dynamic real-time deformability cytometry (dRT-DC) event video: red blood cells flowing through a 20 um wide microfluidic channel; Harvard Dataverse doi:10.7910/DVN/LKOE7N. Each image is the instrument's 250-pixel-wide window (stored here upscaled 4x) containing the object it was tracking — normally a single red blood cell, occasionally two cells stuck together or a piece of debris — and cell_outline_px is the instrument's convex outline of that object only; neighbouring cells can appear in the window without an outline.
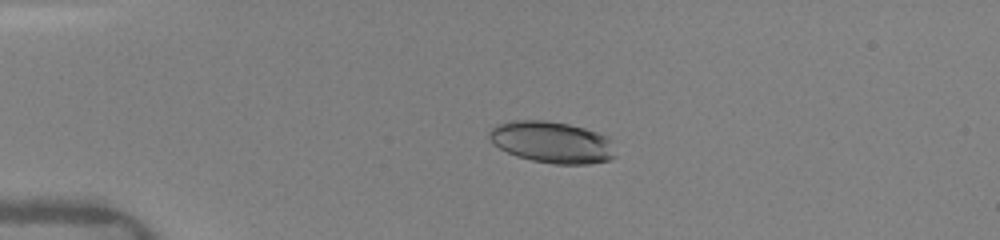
{"species": "human", "species_latin": "Homo sapiens", "temperature_condition": "warm", "stored_images_in_passage": 6, "camera_frame_rate_fps": 3000, "um_per_image_px": 0.085, "donor": {"sex": "female"}, "frame": {"image": 1, "passage_image": 4, "time_ms": 3.333, "image_size_px": [1000, 240], "cell_outline_px": [[616, 156], [608, 160], [588, 164], [556, 164], [532, 160], [516, 156], [492, 144], [488, 140], [488, 132], [496, 124], [508, 120], [548, 120], [568, 124], [584, 128], [608, 136]], "centroid_in_image_um": [46.87, 12.07], "position_along_channel_um": 38.1, "area_um2": 30.75}}
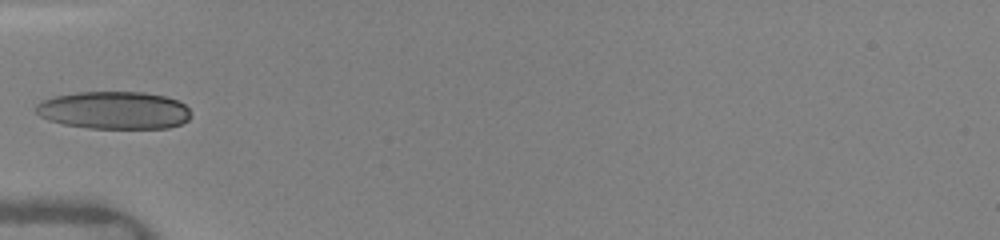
{"frame": {"image": 2, "passage_image": 6, "time_ms": 5.333, "image_size_px": [1000, 240], "cell_outline_px": [[192, 116], [188, 120], [180, 124], [168, 128], [88, 128], [64, 124], [48, 120], [40, 116], [36, 112], [36, 104], [44, 100], [56, 96], [76, 92], [144, 92], [164, 96], [176, 100], [184, 104], [188, 108]], "centroid_in_image_um": [9.71, 9.37], "position_along_channel_um": 75.3, "area_um2": 33.99}}